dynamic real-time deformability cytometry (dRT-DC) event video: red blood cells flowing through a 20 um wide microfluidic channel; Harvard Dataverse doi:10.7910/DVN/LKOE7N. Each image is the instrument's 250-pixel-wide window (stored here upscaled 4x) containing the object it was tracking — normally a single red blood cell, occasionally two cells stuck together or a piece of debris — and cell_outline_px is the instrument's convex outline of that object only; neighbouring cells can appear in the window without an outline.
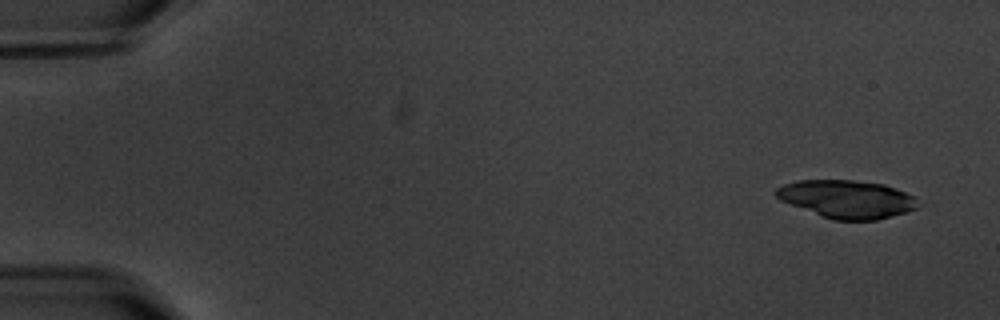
{"species": "common noctule bat (a hibernating species)", "species_latin": "Nyctalus noctula", "temperature_condition": "warm", "stored_images_in_passage": 4, "camera_frame_rate_fps": 3000, "um_per_image_px": 0.085, "animal": {"sex": "male", "body_mass_g": 20.1, "forearm_length_mm": 53.5}, "frame": {"image": 1, "passage_image": 1, "time_ms": 0.0, "image_size_px": [1000, 320], "cell_outline_px": [[916, 208], [892, 216], [876, 220], [832, 220], [780, 200], [776, 196], [776, 188], [784, 184], [800, 180], [852, 180], [884, 184], [904, 192], [912, 196]], "centroid_in_image_um": [71.93, 16.92], "position_along_channel_um": 13.1, "area_um2": 30.81}}